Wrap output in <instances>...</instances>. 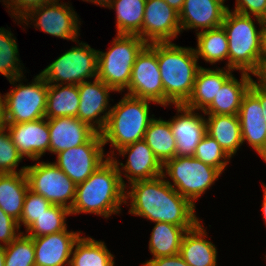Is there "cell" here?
<instances>
[{"instance_id": "cell-1", "label": "cell", "mask_w": 266, "mask_h": 266, "mask_svg": "<svg viewBox=\"0 0 266 266\" xmlns=\"http://www.w3.org/2000/svg\"><path fill=\"white\" fill-rule=\"evenodd\" d=\"M127 200L130 202V214L152 222H166L181 226L187 231L200 222L195 215L196 206L181 196L163 175L126 186V205Z\"/></svg>"}, {"instance_id": "cell-2", "label": "cell", "mask_w": 266, "mask_h": 266, "mask_svg": "<svg viewBox=\"0 0 266 266\" xmlns=\"http://www.w3.org/2000/svg\"><path fill=\"white\" fill-rule=\"evenodd\" d=\"M125 203V187L119 171L108 158L87 180L76 185L70 214L91 213L108 219L121 212Z\"/></svg>"}, {"instance_id": "cell-3", "label": "cell", "mask_w": 266, "mask_h": 266, "mask_svg": "<svg viewBox=\"0 0 266 266\" xmlns=\"http://www.w3.org/2000/svg\"><path fill=\"white\" fill-rule=\"evenodd\" d=\"M157 61L164 88V107L182 105L190 97L199 69L194 48L157 43Z\"/></svg>"}, {"instance_id": "cell-4", "label": "cell", "mask_w": 266, "mask_h": 266, "mask_svg": "<svg viewBox=\"0 0 266 266\" xmlns=\"http://www.w3.org/2000/svg\"><path fill=\"white\" fill-rule=\"evenodd\" d=\"M148 99L124 95L111 107L105 128L101 132L103 144L110 143L111 148L120 149L144 139L145 132L155 117L150 114Z\"/></svg>"}, {"instance_id": "cell-5", "label": "cell", "mask_w": 266, "mask_h": 266, "mask_svg": "<svg viewBox=\"0 0 266 266\" xmlns=\"http://www.w3.org/2000/svg\"><path fill=\"white\" fill-rule=\"evenodd\" d=\"M252 16L227 9L222 27L226 32L229 68L256 76L260 72L261 33Z\"/></svg>"}, {"instance_id": "cell-6", "label": "cell", "mask_w": 266, "mask_h": 266, "mask_svg": "<svg viewBox=\"0 0 266 266\" xmlns=\"http://www.w3.org/2000/svg\"><path fill=\"white\" fill-rule=\"evenodd\" d=\"M116 36L108 51L98 50L97 78L115 92L122 93L130 83L134 62L147 43L138 35Z\"/></svg>"}, {"instance_id": "cell-7", "label": "cell", "mask_w": 266, "mask_h": 266, "mask_svg": "<svg viewBox=\"0 0 266 266\" xmlns=\"http://www.w3.org/2000/svg\"><path fill=\"white\" fill-rule=\"evenodd\" d=\"M25 77L22 75L11 79L9 82L14 88L3 95L5 124L45 118L48 83L40 73L34 76L31 84L26 85L22 82Z\"/></svg>"}, {"instance_id": "cell-8", "label": "cell", "mask_w": 266, "mask_h": 266, "mask_svg": "<svg viewBox=\"0 0 266 266\" xmlns=\"http://www.w3.org/2000/svg\"><path fill=\"white\" fill-rule=\"evenodd\" d=\"M221 172L193 156H175L163 164L162 175L166 181L194 206L200 198L221 176ZM170 177L172 182L167 180ZM173 183V184H172Z\"/></svg>"}, {"instance_id": "cell-9", "label": "cell", "mask_w": 266, "mask_h": 266, "mask_svg": "<svg viewBox=\"0 0 266 266\" xmlns=\"http://www.w3.org/2000/svg\"><path fill=\"white\" fill-rule=\"evenodd\" d=\"M76 43L40 72L48 84L79 85L97 78L98 50L83 41Z\"/></svg>"}, {"instance_id": "cell-10", "label": "cell", "mask_w": 266, "mask_h": 266, "mask_svg": "<svg viewBox=\"0 0 266 266\" xmlns=\"http://www.w3.org/2000/svg\"><path fill=\"white\" fill-rule=\"evenodd\" d=\"M52 0L29 11L23 18L15 19L18 24L28 26L32 22L37 30L49 35L76 42L80 36V18L69 3ZM69 4V6H68ZM31 21V23H29Z\"/></svg>"}, {"instance_id": "cell-11", "label": "cell", "mask_w": 266, "mask_h": 266, "mask_svg": "<svg viewBox=\"0 0 266 266\" xmlns=\"http://www.w3.org/2000/svg\"><path fill=\"white\" fill-rule=\"evenodd\" d=\"M29 189L45 197L51 204L71 209L76 184L53 162H38L25 170Z\"/></svg>"}, {"instance_id": "cell-12", "label": "cell", "mask_w": 266, "mask_h": 266, "mask_svg": "<svg viewBox=\"0 0 266 266\" xmlns=\"http://www.w3.org/2000/svg\"><path fill=\"white\" fill-rule=\"evenodd\" d=\"M126 95L164 106V88L157 61V43L147 44L134 62Z\"/></svg>"}, {"instance_id": "cell-13", "label": "cell", "mask_w": 266, "mask_h": 266, "mask_svg": "<svg viewBox=\"0 0 266 266\" xmlns=\"http://www.w3.org/2000/svg\"><path fill=\"white\" fill-rule=\"evenodd\" d=\"M101 133L88 142L57 153L53 162L76 185L87 180L107 159Z\"/></svg>"}, {"instance_id": "cell-14", "label": "cell", "mask_w": 266, "mask_h": 266, "mask_svg": "<svg viewBox=\"0 0 266 266\" xmlns=\"http://www.w3.org/2000/svg\"><path fill=\"white\" fill-rule=\"evenodd\" d=\"M118 155L128 157L126 163L123 164L116 159L114 155L115 150H111L110 154H106L111 158L119 171L123 186L126 188L127 184L124 181L122 174L127 178L129 184L152 179L162 175L163 164L155 156L144 140L134 142L117 150ZM126 155V156H125ZM121 166V167H120Z\"/></svg>"}, {"instance_id": "cell-15", "label": "cell", "mask_w": 266, "mask_h": 266, "mask_svg": "<svg viewBox=\"0 0 266 266\" xmlns=\"http://www.w3.org/2000/svg\"><path fill=\"white\" fill-rule=\"evenodd\" d=\"M78 90L80 103L77 118L97 133H101L112 107L109 105V95L115 91L99 78L80 83Z\"/></svg>"}, {"instance_id": "cell-16", "label": "cell", "mask_w": 266, "mask_h": 266, "mask_svg": "<svg viewBox=\"0 0 266 266\" xmlns=\"http://www.w3.org/2000/svg\"><path fill=\"white\" fill-rule=\"evenodd\" d=\"M181 34L179 12L164 0H146L142 39L147 43L172 42Z\"/></svg>"}, {"instance_id": "cell-17", "label": "cell", "mask_w": 266, "mask_h": 266, "mask_svg": "<svg viewBox=\"0 0 266 266\" xmlns=\"http://www.w3.org/2000/svg\"><path fill=\"white\" fill-rule=\"evenodd\" d=\"M176 116L169 122L172 134L176 139V156H193L197 145L206 135V118L198 110L182 105H174Z\"/></svg>"}, {"instance_id": "cell-18", "label": "cell", "mask_w": 266, "mask_h": 266, "mask_svg": "<svg viewBox=\"0 0 266 266\" xmlns=\"http://www.w3.org/2000/svg\"><path fill=\"white\" fill-rule=\"evenodd\" d=\"M265 110L259 98L249 89L243 97L238 117L242 143L246 141L266 162Z\"/></svg>"}, {"instance_id": "cell-19", "label": "cell", "mask_w": 266, "mask_h": 266, "mask_svg": "<svg viewBox=\"0 0 266 266\" xmlns=\"http://www.w3.org/2000/svg\"><path fill=\"white\" fill-rule=\"evenodd\" d=\"M13 144L20 155L32 161L41 159L45 152H50V134L47 118L36 121L5 124Z\"/></svg>"}, {"instance_id": "cell-20", "label": "cell", "mask_w": 266, "mask_h": 266, "mask_svg": "<svg viewBox=\"0 0 266 266\" xmlns=\"http://www.w3.org/2000/svg\"><path fill=\"white\" fill-rule=\"evenodd\" d=\"M81 231H61L33 238L35 266H69L72 249Z\"/></svg>"}, {"instance_id": "cell-21", "label": "cell", "mask_w": 266, "mask_h": 266, "mask_svg": "<svg viewBox=\"0 0 266 266\" xmlns=\"http://www.w3.org/2000/svg\"><path fill=\"white\" fill-rule=\"evenodd\" d=\"M220 0H184L179 12L181 32L196 29V32L220 27L228 9Z\"/></svg>"}, {"instance_id": "cell-22", "label": "cell", "mask_w": 266, "mask_h": 266, "mask_svg": "<svg viewBox=\"0 0 266 266\" xmlns=\"http://www.w3.org/2000/svg\"><path fill=\"white\" fill-rule=\"evenodd\" d=\"M48 120L50 153L79 146L88 142L97 132L77 117H56Z\"/></svg>"}, {"instance_id": "cell-23", "label": "cell", "mask_w": 266, "mask_h": 266, "mask_svg": "<svg viewBox=\"0 0 266 266\" xmlns=\"http://www.w3.org/2000/svg\"><path fill=\"white\" fill-rule=\"evenodd\" d=\"M233 69L201 67L197 73L192 93L183 104L187 108L203 112L213 101L222 85L234 75Z\"/></svg>"}, {"instance_id": "cell-24", "label": "cell", "mask_w": 266, "mask_h": 266, "mask_svg": "<svg viewBox=\"0 0 266 266\" xmlns=\"http://www.w3.org/2000/svg\"><path fill=\"white\" fill-rule=\"evenodd\" d=\"M253 80L251 74L247 72H241L240 80L232 75L202 113L205 115H238L243 97L250 89Z\"/></svg>"}, {"instance_id": "cell-25", "label": "cell", "mask_w": 266, "mask_h": 266, "mask_svg": "<svg viewBox=\"0 0 266 266\" xmlns=\"http://www.w3.org/2000/svg\"><path fill=\"white\" fill-rule=\"evenodd\" d=\"M201 221L183 236L179 255L189 266H217V248Z\"/></svg>"}, {"instance_id": "cell-26", "label": "cell", "mask_w": 266, "mask_h": 266, "mask_svg": "<svg viewBox=\"0 0 266 266\" xmlns=\"http://www.w3.org/2000/svg\"><path fill=\"white\" fill-rule=\"evenodd\" d=\"M206 133L231 157L243 145L238 115H208Z\"/></svg>"}, {"instance_id": "cell-27", "label": "cell", "mask_w": 266, "mask_h": 266, "mask_svg": "<svg viewBox=\"0 0 266 266\" xmlns=\"http://www.w3.org/2000/svg\"><path fill=\"white\" fill-rule=\"evenodd\" d=\"M29 189L25 172L0 174V208L17 222Z\"/></svg>"}, {"instance_id": "cell-28", "label": "cell", "mask_w": 266, "mask_h": 266, "mask_svg": "<svg viewBox=\"0 0 266 266\" xmlns=\"http://www.w3.org/2000/svg\"><path fill=\"white\" fill-rule=\"evenodd\" d=\"M79 103L78 85L48 84L45 118L77 117Z\"/></svg>"}, {"instance_id": "cell-29", "label": "cell", "mask_w": 266, "mask_h": 266, "mask_svg": "<svg viewBox=\"0 0 266 266\" xmlns=\"http://www.w3.org/2000/svg\"><path fill=\"white\" fill-rule=\"evenodd\" d=\"M114 259L104 241L80 236L73 246L69 266H114Z\"/></svg>"}, {"instance_id": "cell-30", "label": "cell", "mask_w": 266, "mask_h": 266, "mask_svg": "<svg viewBox=\"0 0 266 266\" xmlns=\"http://www.w3.org/2000/svg\"><path fill=\"white\" fill-rule=\"evenodd\" d=\"M149 240L152 259L179 254L183 236L187 230L181 226L166 222H154Z\"/></svg>"}, {"instance_id": "cell-31", "label": "cell", "mask_w": 266, "mask_h": 266, "mask_svg": "<svg viewBox=\"0 0 266 266\" xmlns=\"http://www.w3.org/2000/svg\"><path fill=\"white\" fill-rule=\"evenodd\" d=\"M196 36L197 47L194 48V51L198 59L201 57L211 65L226 59L225 66L229 68L228 39L222 26L200 31L196 33Z\"/></svg>"}, {"instance_id": "cell-32", "label": "cell", "mask_w": 266, "mask_h": 266, "mask_svg": "<svg viewBox=\"0 0 266 266\" xmlns=\"http://www.w3.org/2000/svg\"><path fill=\"white\" fill-rule=\"evenodd\" d=\"M146 0H112L107 8L116 11L117 34L138 35L142 39V22Z\"/></svg>"}, {"instance_id": "cell-33", "label": "cell", "mask_w": 266, "mask_h": 266, "mask_svg": "<svg viewBox=\"0 0 266 266\" xmlns=\"http://www.w3.org/2000/svg\"><path fill=\"white\" fill-rule=\"evenodd\" d=\"M143 140L162 164L176 156V139L169 120L153 118Z\"/></svg>"}, {"instance_id": "cell-34", "label": "cell", "mask_w": 266, "mask_h": 266, "mask_svg": "<svg viewBox=\"0 0 266 266\" xmlns=\"http://www.w3.org/2000/svg\"><path fill=\"white\" fill-rule=\"evenodd\" d=\"M16 40L11 30L0 28V73L8 81L24 75Z\"/></svg>"}, {"instance_id": "cell-35", "label": "cell", "mask_w": 266, "mask_h": 266, "mask_svg": "<svg viewBox=\"0 0 266 266\" xmlns=\"http://www.w3.org/2000/svg\"><path fill=\"white\" fill-rule=\"evenodd\" d=\"M70 210L61 205L52 204L46 212L26 230L25 234L31 238L65 231L67 228L66 217Z\"/></svg>"}, {"instance_id": "cell-36", "label": "cell", "mask_w": 266, "mask_h": 266, "mask_svg": "<svg viewBox=\"0 0 266 266\" xmlns=\"http://www.w3.org/2000/svg\"><path fill=\"white\" fill-rule=\"evenodd\" d=\"M5 266H35L33 238L22 233L4 246Z\"/></svg>"}, {"instance_id": "cell-37", "label": "cell", "mask_w": 266, "mask_h": 266, "mask_svg": "<svg viewBox=\"0 0 266 266\" xmlns=\"http://www.w3.org/2000/svg\"><path fill=\"white\" fill-rule=\"evenodd\" d=\"M193 157L217 168L221 173H223L231 160V157L223 150L217 141L207 133L197 145Z\"/></svg>"}, {"instance_id": "cell-38", "label": "cell", "mask_w": 266, "mask_h": 266, "mask_svg": "<svg viewBox=\"0 0 266 266\" xmlns=\"http://www.w3.org/2000/svg\"><path fill=\"white\" fill-rule=\"evenodd\" d=\"M23 157L13 144L11 135L6 127L0 129V174L25 172L27 166L19 167Z\"/></svg>"}, {"instance_id": "cell-39", "label": "cell", "mask_w": 266, "mask_h": 266, "mask_svg": "<svg viewBox=\"0 0 266 266\" xmlns=\"http://www.w3.org/2000/svg\"><path fill=\"white\" fill-rule=\"evenodd\" d=\"M51 205L45 197L28 189L22 215L18 221L19 228L24 225L27 230Z\"/></svg>"}, {"instance_id": "cell-40", "label": "cell", "mask_w": 266, "mask_h": 266, "mask_svg": "<svg viewBox=\"0 0 266 266\" xmlns=\"http://www.w3.org/2000/svg\"><path fill=\"white\" fill-rule=\"evenodd\" d=\"M240 14L253 16L258 25L266 22V0H236L235 9Z\"/></svg>"}, {"instance_id": "cell-41", "label": "cell", "mask_w": 266, "mask_h": 266, "mask_svg": "<svg viewBox=\"0 0 266 266\" xmlns=\"http://www.w3.org/2000/svg\"><path fill=\"white\" fill-rule=\"evenodd\" d=\"M21 233L18 222L0 208V246L9 245Z\"/></svg>"}, {"instance_id": "cell-42", "label": "cell", "mask_w": 266, "mask_h": 266, "mask_svg": "<svg viewBox=\"0 0 266 266\" xmlns=\"http://www.w3.org/2000/svg\"><path fill=\"white\" fill-rule=\"evenodd\" d=\"M52 0H2L14 19L23 18L29 11ZM10 10V11H9Z\"/></svg>"}, {"instance_id": "cell-43", "label": "cell", "mask_w": 266, "mask_h": 266, "mask_svg": "<svg viewBox=\"0 0 266 266\" xmlns=\"http://www.w3.org/2000/svg\"><path fill=\"white\" fill-rule=\"evenodd\" d=\"M142 266H189L179 255L160 257L143 262Z\"/></svg>"}, {"instance_id": "cell-44", "label": "cell", "mask_w": 266, "mask_h": 266, "mask_svg": "<svg viewBox=\"0 0 266 266\" xmlns=\"http://www.w3.org/2000/svg\"><path fill=\"white\" fill-rule=\"evenodd\" d=\"M250 90L259 98L262 108L266 109V88L256 80H253ZM265 121H266V110H265Z\"/></svg>"}, {"instance_id": "cell-45", "label": "cell", "mask_w": 266, "mask_h": 266, "mask_svg": "<svg viewBox=\"0 0 266 266\" xmlns=\"http://www.w3.org/2000/svg\"><path fill=\"white\" fill-rule=\"evenodd\" d=\"M266 67V22L261 33L260 69Z\"/></svg>"}, {"instance_id": "cell-46", "label": "cell", "mask_w": 266, "mask_h": 266, "mask_svg": "<svg viewBox=\"0 0 266 266\" xmlns=\"http://www.w3.org/2000/svg\"><path fill=\"white\" fill-rule=\"evenodd\" d=\"M170 7L180 12L183 7L184 0H164Z\"/></svg>"}, {"instance_id": "cell-47", "label": "cell", "mask_w": 266, "mask_h": 266, "mask_svg": "<svg viewBox=\"0 0 266 266\" xmlns=\"http://www.w3.org/2000/svg\"><path fill=\"white\" fill-rule=\"evenodd\" d=\"M5 127V118H4V98L0 94V129Z\"/></svg>"}, {"instance_id": "cell-48", "label": "cell", "mask_w": 266, "mask_h": 266, "mask_svg": "<svg viewBox=\"0 0 266 266\" xmlns=\"http://www.w3.org/2000/svg\"><path fill=\"white\" fill-rule=\"evenodd\" d=\"M256 77H258L257 80L266 88V67L261 68Z\"/></svg>"}, {"instance_id": "cell-49", "label": "cell", "mask_w": 266, "mask_h": 266, "mask_svg": "<svg viewBox=\"0 0 266 266\" xmlns=\"http://www.w3.org/2000/svg\"><path fill=\"white\" fill-rule=\"evenodd\" d=\"M263 185V202H262V213H263V219H264V223L266 225V185L264 183H262Z\"/></svg>"}, {"instance_id": "cell-50", "label": "cell", "mask_w": 266, "mask_h": 266, "mask_svg": "<svg viewBox=\"0 0 266 266\" xmlns=\"http://www.w3.org/2000/svg\"><path fill=\"white\" fill-rule=\"evenodd\" d=\"M82 1H87V2H90V3H93L95 5H99V6H102V7H108V5L111 3L112 0H82Z\"/></svg>"}, {"instance_id": "cell-51", "label": "cell", "mask_w": 266, "mask_h": 266, "mask_svg": "<svg viewBox=\"0 0 266 266\" xmlns=\"http://www.w3.org/2000/svg\"><path fill=\"white\" fill-rule=\"evenodd\" d=\"M5 253H4V246H0V266H5Z\"/></svg>"}]
</instances>
